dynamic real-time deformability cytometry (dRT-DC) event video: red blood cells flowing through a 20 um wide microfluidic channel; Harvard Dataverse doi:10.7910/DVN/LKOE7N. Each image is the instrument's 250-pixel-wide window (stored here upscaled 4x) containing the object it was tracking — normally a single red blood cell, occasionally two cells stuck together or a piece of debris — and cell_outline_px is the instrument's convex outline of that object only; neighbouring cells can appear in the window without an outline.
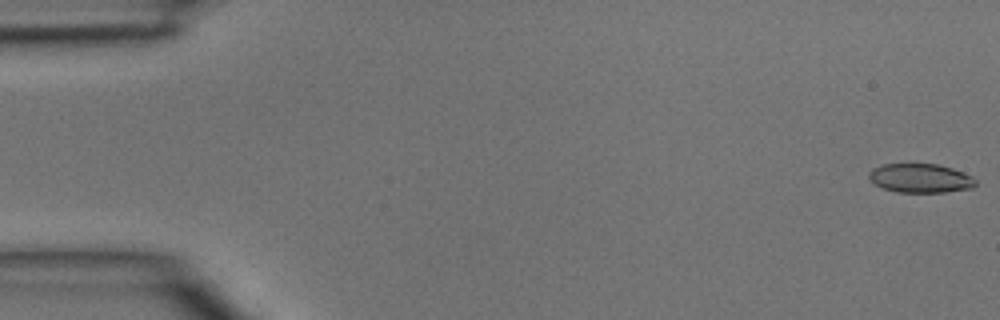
{"species": "common noctule bat (a hibernating species)", "species_latin": "Nyctalus noctula", "temperature_condition": "room temperature", "stored_images_in_passage": 4, "camera_frame_rate_fps": 3000, "um_per_image_px": 0.085, "animal": {"sex": "male", "body_mass_g": 15.6}, "frame": {"image": 1, "passage_image": 1, "time_ms": 0.0, "image_size_px": [1000, 320], "cell_outline_px": [[976, 184], [972, 188], [944, 192], [896, 192], [884, 188], [876, 184], [868, 176], [868, 172], [872, 168], [884, 164], [936, 164], [952, 168], [972, 176], [976, 180]], "centroid_in_image_um": [78.24, 15.14], "position_along_channel_um": 6.8, "area_um2": 17.92}}
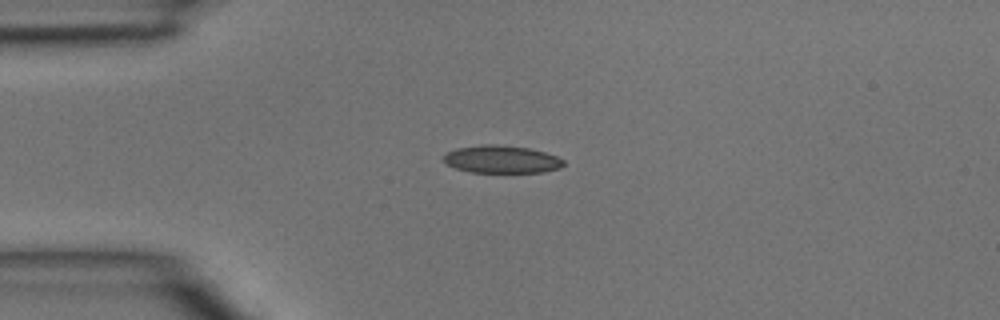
{"frame": {"image": 2, "passage_image": 4, "time_ms": 1.0, "image_size_px": [1000, 320], "cell_outline_px": [[564, 164], [560, 168], [540, 172], [472, 172], [456, 168], [448, 164], [444, 160], [444, 156], [448, 152], [456, 148], [480, 144], [496, 144], [528, 148], [544, 152], [556, 156], [564, 160]], "centroid_in_image_um": [42.64, 13.53], "position_along_channel_um": 42.4, "area_um2": 19.13}}